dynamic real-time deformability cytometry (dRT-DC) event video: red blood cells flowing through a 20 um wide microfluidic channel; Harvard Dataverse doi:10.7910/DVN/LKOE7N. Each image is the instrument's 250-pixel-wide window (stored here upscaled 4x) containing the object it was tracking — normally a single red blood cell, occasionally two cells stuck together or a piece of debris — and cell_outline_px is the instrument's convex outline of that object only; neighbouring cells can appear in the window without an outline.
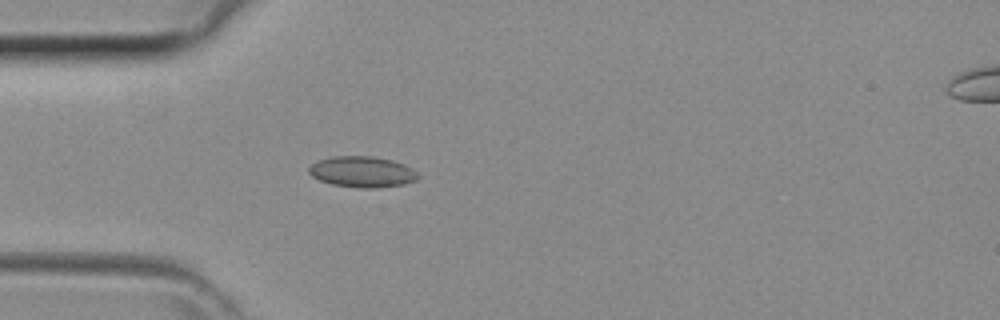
{"species": "common noctule bat (a hibernating species)", "species_latin": "Nyctalus noctula", "temperature_condition": "room temperature", "stored_images_in_passage": 31, "camera_frame_rate_fps": 3000, "um_per_image_px": 0.085, "animal": {"sex": "female", "body_mass_g": 29.2, "forearm_length_mm": 56.3}, "frame": {"image": 1, "passage_image": 1, "time_ms": 0.0, "image_size_px": [1000, 320], "cell_outline_px": [[420, 176], [416, 180], [404, 184], [372, 188], [360, 188], [332, 184], [320, 180], [312, 176], [308, 172], [308, 168], [316, 160], [332, 156], [372, 156], [392, 160], [404, 164], [412, 168]], "centroid_in_image_um": [30.77, 14.59], "position_along_channel_um": 54.2, "area_um2": 19.71}}
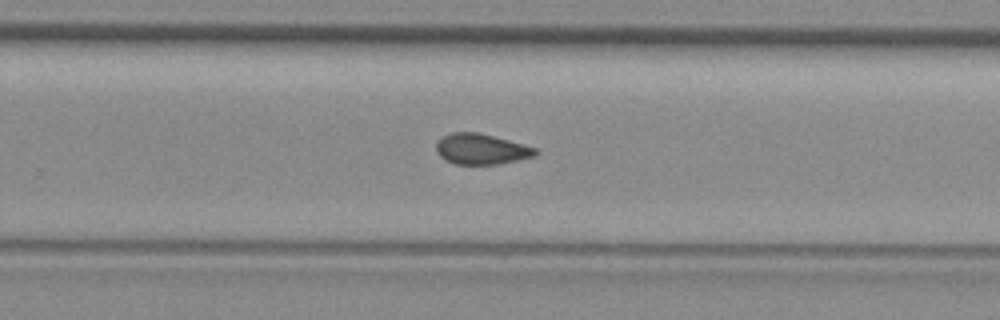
{"frame": {"image": 2, "passage_image": 16, "time_ms": 5.0, "image_size_px": [1000, 320], "cell_outline_px": [[540, 152], [536, 156], [500, 164], [456, 164], [444, 160], [436, 152], [436, 144], [444, 136], [452, 132], [476, 132], [524, 144], [536, 148]], "centroid_in_image_um": [40.93, 12.68], "position_along_channel_um": 288.9, "area_um2": 17.69}}
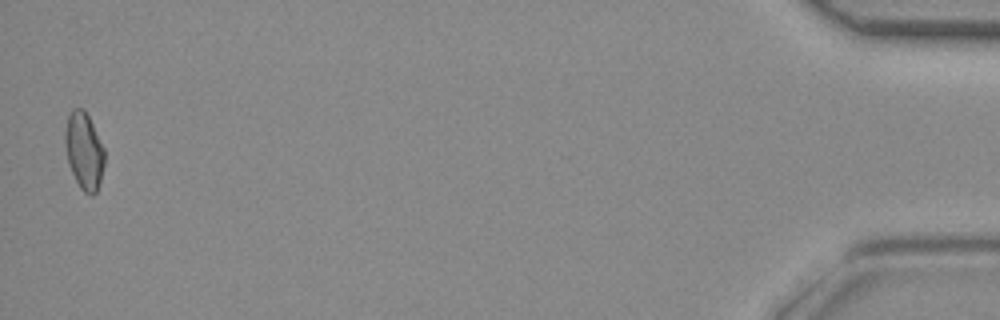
{"frame": {"image": 3, "passage_image": 31, "time_ms": 10.0, "image_size_px": [1000, 320], "cell_outline_px": [[104, 164], [100, 180], [96, 192], [92, 196], [88, 196], [80, 188], [68, 164], [64, 144], [64, 132], [68, 116], [72, 108], [84, 108], [104, 148]], "centroid_in_image_um": [7.12, 12.83], "position_along_channel_um": 428.1, "area_um2": 17.74}}